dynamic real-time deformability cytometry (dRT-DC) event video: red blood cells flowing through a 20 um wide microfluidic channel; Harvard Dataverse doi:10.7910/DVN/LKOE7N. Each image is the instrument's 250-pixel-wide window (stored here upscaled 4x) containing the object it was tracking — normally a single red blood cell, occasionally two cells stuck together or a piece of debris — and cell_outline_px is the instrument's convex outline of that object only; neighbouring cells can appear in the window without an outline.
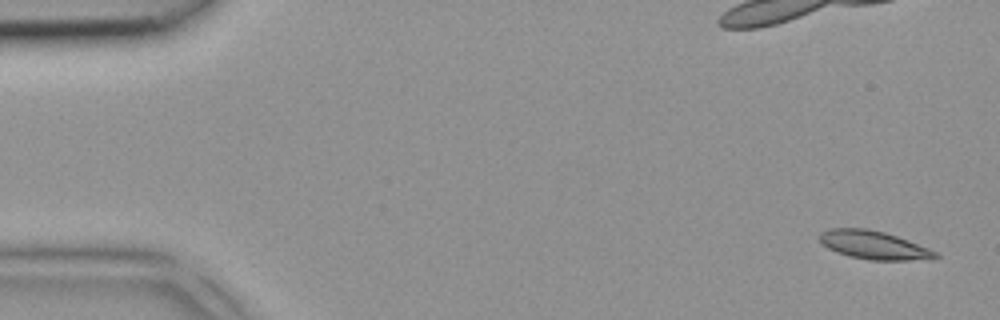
{"species": "common noctule bat (a hibernating species)", "species_latin": "Nyctalus noctula", "temperature_condition": "room temperature", "stored_images_in_passage": 6, "camera_frame_rate_fps": 3000, "um_per_image_px": 0.085, "animal": {"sex": "female", "body_mass_g": 18.4}, "frame": {"image": 1, "passage_image": 1, "time_ms": 0.0, "image_size_px": [1000, 320], "cell_outline_px": [[940, 256], [932, 260], [868, 260], [848, 256], [836, 252], [820, 244], [820, 232], [832, 228], [868, 228], [884, 232], [908, 240], [928, 248], [936, 252]], "centroid_in_image_um": [74.27, 20.84], "position_along_channel_um": 10.7, "area_um2": 19.31}}